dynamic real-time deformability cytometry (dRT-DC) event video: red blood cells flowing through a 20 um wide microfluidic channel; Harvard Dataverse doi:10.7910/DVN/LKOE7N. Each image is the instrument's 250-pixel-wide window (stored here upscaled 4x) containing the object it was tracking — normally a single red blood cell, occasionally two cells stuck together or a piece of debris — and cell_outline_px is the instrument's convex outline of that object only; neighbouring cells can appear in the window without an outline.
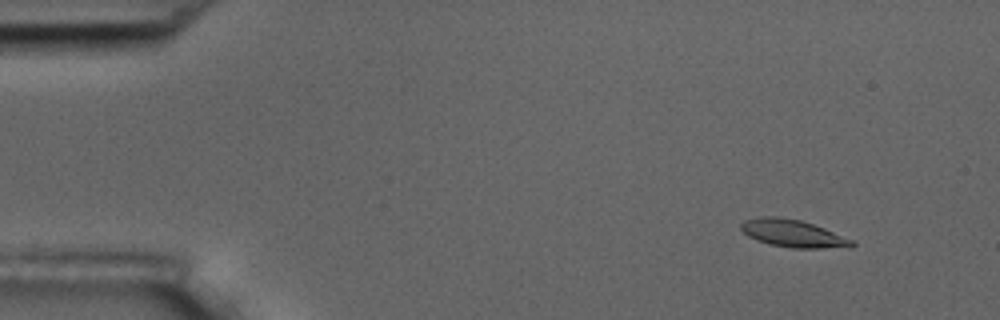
{"species": "common noctule bat (a hibernating species)", "species_latin": "Nyctalus noctula", "temperature_condition": "room temperature", "stored_images_in_passage": 5, "camera_frame_rate_fps": 3000, "um_per_image_px": 0.085, "animal": {"sex": "male", "body_mass_g": 17.5, "forearm_length_mm": 52.3}, "frame": {"image": 1, "passage_image": 2, "time_ms": 1.0, "image_size_px": [1000, 320], "cell_outline_px": [[856, 244], [852, 248], [792, 248], [772, 244], [756, 240], [748, 236], [740, 228], [740, 224], [744, 220], [760, 216], [776, 216], [800, 220], [824, 228], [856, 240]], "centroid_in_image_um": [67.46, 19.85], "position_along_channel_um": 17.5, "area_um2": 17.98}}
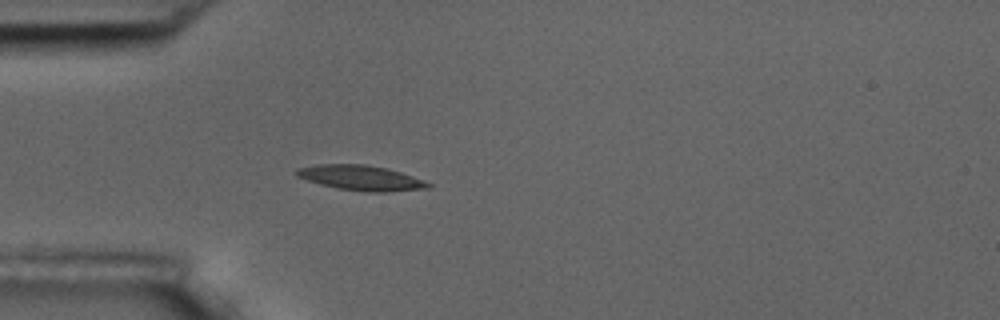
{"frame": {"image": 2, "passage_image": 5, "time_ms": 4.667, "image_size_px": [1000, 320], "cell_outline_px": [[432, 188], [388, 192], [368, 192], [336, 188], [320, 184], [296, 176], [296, 168], [316, 164], [364, 164], [388, 168], [424, 180], [432, 184]], "centroid_in_image_um": [30.7, 15.12], "position_along_channel_um": 54.3, "area_um2": 19.36}}